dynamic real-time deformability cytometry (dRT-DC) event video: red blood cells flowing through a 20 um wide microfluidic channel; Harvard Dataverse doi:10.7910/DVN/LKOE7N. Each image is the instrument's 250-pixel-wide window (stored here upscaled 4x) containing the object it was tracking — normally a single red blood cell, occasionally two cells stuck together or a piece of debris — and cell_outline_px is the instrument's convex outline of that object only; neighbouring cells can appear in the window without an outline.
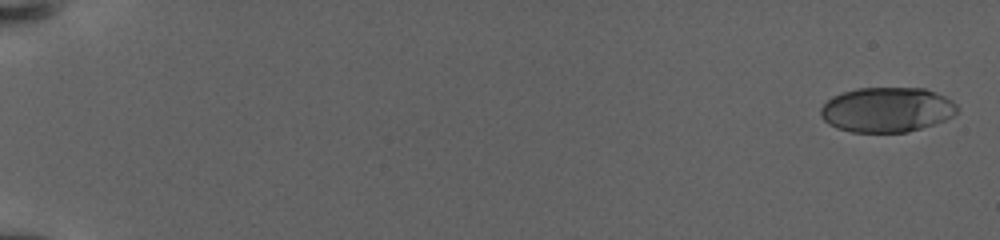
{"species": "human", "species_latin": "Homo sapiens", "temperature_condition": "warm", "stored_images_in_passage": 27, "camera_frame_rate_fps": 3000, "um_per_image_px": 0.085, "donor": {"sex": "female"}, "frame": {"image": 1, "passage_image": 1, "time_ms": 0.0, "image_size_px": [1000, 240], "cell_outline_px": [[960, 108], [952, 116], [944, 120], [908, 132], [852, 132], [836, 128], [828, 124], [820, 116], [820, 108], [832, 96], [856, 88], [924, 88], [944, 96], [952, 100]], "centroid_in_image_um": [75.36, 9.32], "position_along_channel_um": 9.6, "area_um2": 35.72}}
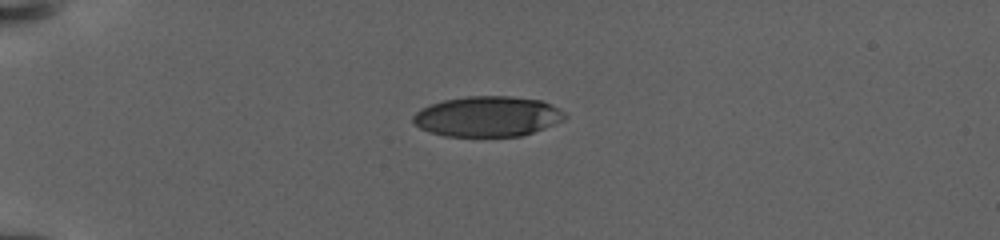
{"frame": {"image": 2, "passage_image": 15, "time_ms": 6.333, "image_size_px": [1000, 240], "cell_outline_px": [[568, 116], [544, 128], [520, 136], [444, 136], [420, 128], [412, 120], [412, 116], [420, 108], [444, 100], [468, 96], [508, 96], [540, 100], [552, 104], [560, 108]], "centroid_in_image_um": [41.43, 9.89], "position_along_channel_um": 43.6, "area_um2": 35.43}}
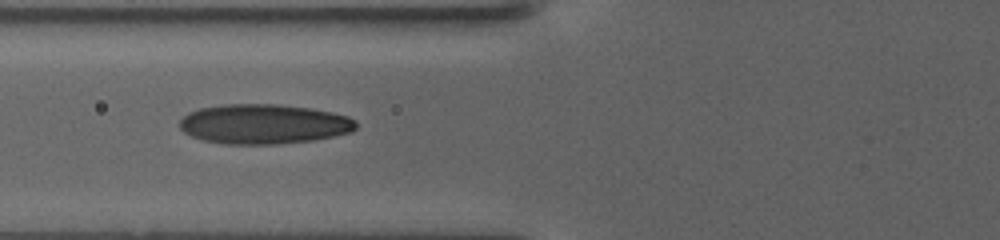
{"frame": {"image": 3, "passage_image": 26, "time_ms": 10.0, "image_size_px": [1000, 240], "cell_outline_px": [[356, 128], [352, 132], [312, 140], [276, 144], [224, 144], [204, 140], [192, 136], [184, 132], [180, 128], [180, 120], [188, 112], [200, 108], [224, 104], [280, 104], [312, 108], [332, 112], [348, 116], [356, 120]], "centroid_in_image_um": [22.43, 10.53], "position_along_channel_um": 103.4, "area_um2": 40.98}}